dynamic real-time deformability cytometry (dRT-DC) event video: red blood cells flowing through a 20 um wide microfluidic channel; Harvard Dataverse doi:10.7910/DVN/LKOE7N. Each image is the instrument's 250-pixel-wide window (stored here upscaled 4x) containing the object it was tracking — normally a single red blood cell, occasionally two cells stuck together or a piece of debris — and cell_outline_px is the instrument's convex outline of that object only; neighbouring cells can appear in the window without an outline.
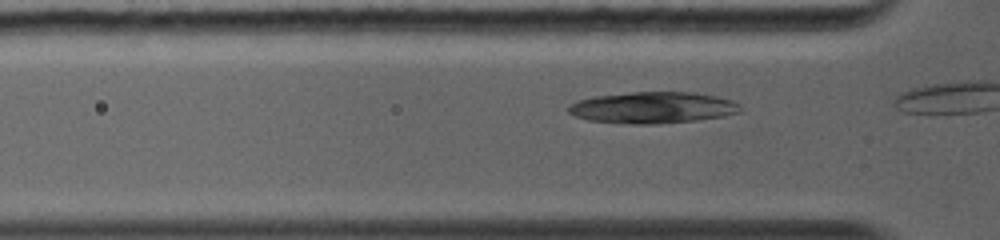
{"species": "common noctule bat (a hibernating species)", "species_latin": "Nyctalus noctula", "temperature_condition": "warm", "stored_images_in_passage": 4, "camera_frame_rate_fps": 5000, "um_per_image_px": 0.085, "animal": {"sex": "female", "body_mass_g": 19.0, "forearm_length_mm": 56.7}, "frame": {"image": 1, "passage_image": 3, "time_ms": 0.6, "image_size_px": [1000, 240], "cell_outline_px": [[740, 112], [724, 116], [700, 120], [660, 124], [632, 124], [588, 120], [576, 116], [568, 112], [568, 104], [592, 96], [632, 92], [692, 92], [716, 96], [732, 100], [740, 104]], "centroid_in_image_um": [55.5, 9.15], "position_along_channel_um": 70.3, "area_um2": 31.67}}